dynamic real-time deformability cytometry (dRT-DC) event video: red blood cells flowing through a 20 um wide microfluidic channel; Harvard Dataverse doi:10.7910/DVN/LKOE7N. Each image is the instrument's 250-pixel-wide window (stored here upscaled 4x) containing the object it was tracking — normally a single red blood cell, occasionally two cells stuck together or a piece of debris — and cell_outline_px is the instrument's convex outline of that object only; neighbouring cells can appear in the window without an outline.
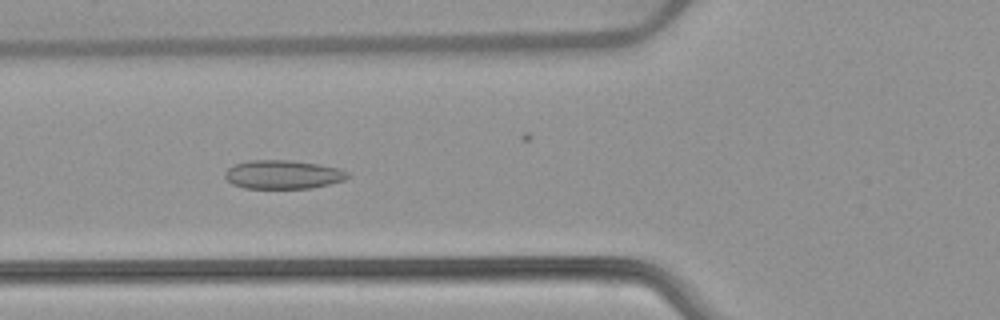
{"species": "common noctule bat (a hibernating species)", "species_latin": "Nyctalus noctula", "temperature_condition": "warm", "stored_images_in_passage": 54, "camera_frame_rate_fps": 3000, "um_per_image_px": 0.085, "animal": {"sex": "female", "body_mass_g": 22.7, "forearm_length_mm": 54.2}, "frame": {"image": 1, "passage_image": 21, "time_ms": 6.667, "image_size_px": [1000, 320], "cell_outline_px": [[352, 176], [344, 180], [312, 188], [244, 188], [232, 184], [224, 176], [224, 172], [232, 164], [248, 160], [292, 160], [320, 164], [340, 168], [348, 172]], "centroid_in_image_um": [24.05, 14.82], "position_along_channel_um": 101.7, "area_um2": 20.81}}
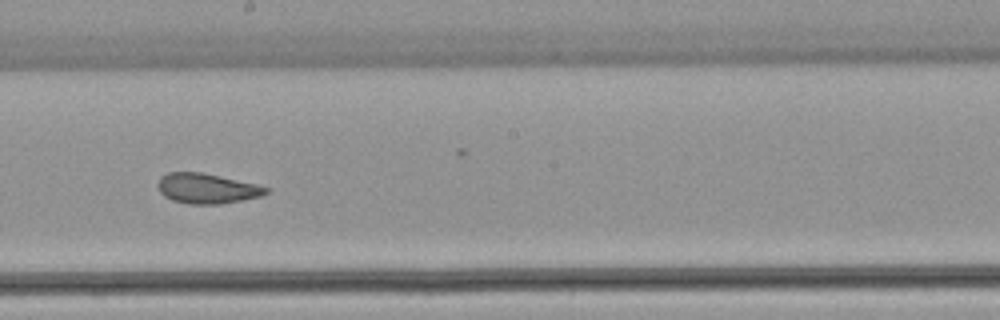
{"frame": {"image": 2, "passage_image": 31, "time_ms": 10.0, "image_size_px": [1000, 320], "cell_outline_px": [[268, 192], [260, 196], [220, 204], [188, 204], [172, 200], [164, 196], [160, 192], [156, 184], [160, 176], [168, 172], [204, 172], [256, 184], [268, 188]], "centroid_in_image_um": [17.53, 16.01], "position_along_channel_um": 230.7, "area_um2": 19.02}}
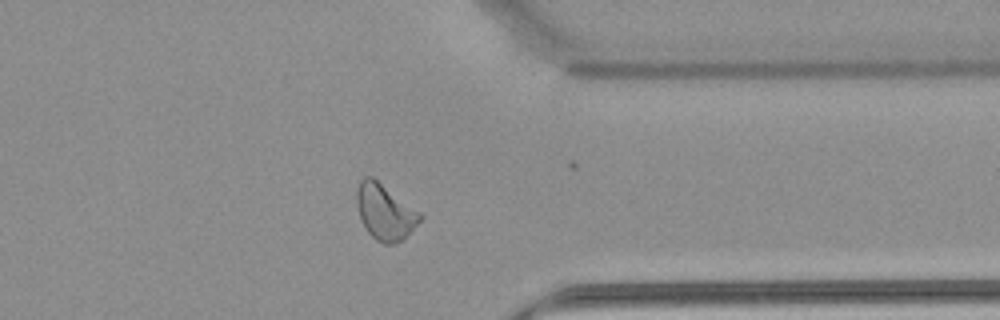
{"frame": {"image": 3, "passage_image": 43, "time_ms": 14.0, "image_size_px": [1000, 320], "cell_outline_px": [[424, 216], [404, 240], [396, 244], [384, 244], [376, 240], [368, 232], [360, 220], [356, 204], [356, 188], [360, 180], [364, 176], [372, 176], [420, 212]], "centroid_in_image_um": [32.71, 18.02], "position_along_channel_um": 378.7, "area_um2": 20.81}, "authors_computed_cell_mechanics": {"area_um2": 21.3282, "velocity_mm_per_s": 3.8661, "shape_relaxation_time_tau1_ms": null, "shape_relaxation_time_tau2_ms": 1.7118, "deformation_change_tau1": null, "deformation_change_tau2": 0.0887}}